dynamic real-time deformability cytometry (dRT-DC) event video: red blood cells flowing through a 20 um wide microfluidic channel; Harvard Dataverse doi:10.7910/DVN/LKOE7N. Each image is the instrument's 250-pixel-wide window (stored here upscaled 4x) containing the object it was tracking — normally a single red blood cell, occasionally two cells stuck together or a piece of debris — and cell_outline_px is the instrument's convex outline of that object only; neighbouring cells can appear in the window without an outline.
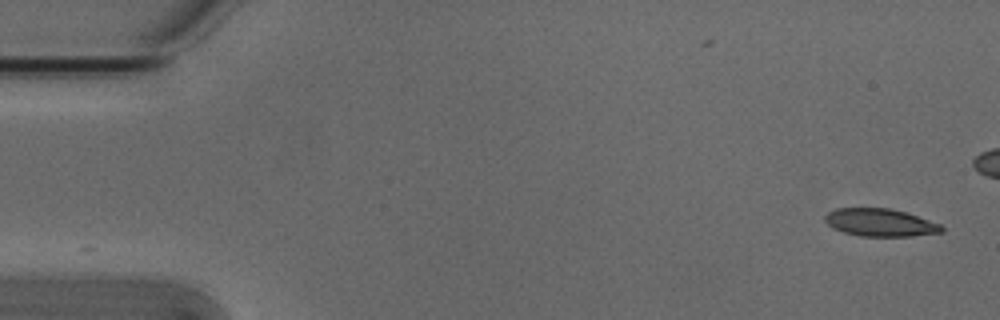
{"species": "Egyptian fruit bat (a non-hibernating species)", "species_latin": "Rousettus aegyptiacus", "temperature_condition": "cold", "stored_images_in_passage": 15, "camera_frame_rate_fps": 3000, "um_per_image_px": 0.085, "animal": {"sex": "male"}, "frame": {"image": 1, "passage_image": 1, "time_ms": 0.0, "image_size_px": [1000, 320], "cell_outline_px": [[944, 232], [912, 236], [860, 236], [844, 232], [832, 228], [824, 220], [824, 216], [828, 212], [836, 208], [888, 208], [908, 212], [940, 224], [944, 228]], "centroid_in_image_um": [74.83, 18.91], "position_along_channel_um": 10.2, "area_um2": 18.96}}